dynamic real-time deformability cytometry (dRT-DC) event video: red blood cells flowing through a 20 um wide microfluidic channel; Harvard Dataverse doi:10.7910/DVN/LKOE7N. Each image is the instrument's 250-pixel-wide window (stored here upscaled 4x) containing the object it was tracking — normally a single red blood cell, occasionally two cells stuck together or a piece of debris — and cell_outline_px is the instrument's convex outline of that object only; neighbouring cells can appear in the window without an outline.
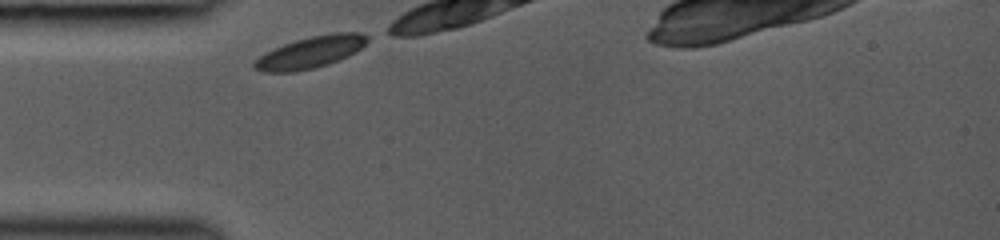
{"species": "common noctule bat (a hibernating species)", "species_latin": "Nyctalus noctula", "temperature_condition": "room temperature", "stored_images_in_passage": 4, "camera_frame_rate_fps": 3000, "um_per_image_px": 0.085, "animal": {"sex": "female", "body_mass_g": 19.0, "forearm_length_mm": 53.3}, "frame": {"image": 1, "passage_image": 1, "time_ms": 0.0, "image_size_px": [1000, 240], "cell_outline_px": [[368, 40], [356, 52], [348, 56], [328, 64], [296, 72], [264, 72], [252, 68], [252, 64], [260, 56], [284, 44], [296, 40], [312, 36], [332, 32], [360, 32], [368, 36]], "centroid_in_image_um": [26.41, 4.44], "position_along_channel_um": 58.6, "area_um2": 20.69}}
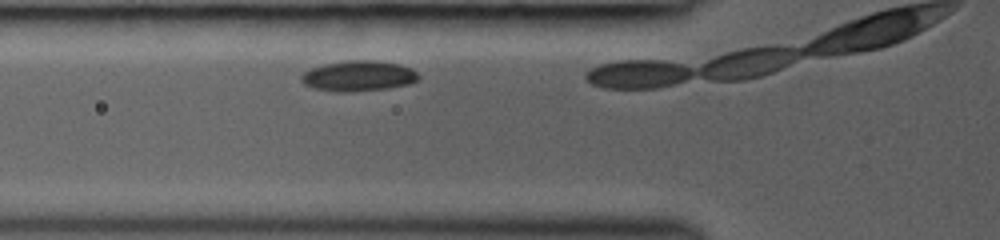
{"frame": {"image": 2, "passage_image": 3, "time_ms": 1.0, "image_size_px": [1000, 240], "cell_outline_px": [[420, 80], [408, 84], [388, 88], [348, 92], [336, 92], [316, 88], [304, 84], [300, 80], [300, 76], [304, 72], [312, 68], [324, 64], [348, 60], [372, 60], [396, 64], [412, 68], [420, 76]], "centroid_in_image_um": [30.48, 6.46], "position_along_channel_um": 95.3, "area_um2": 20.75}}